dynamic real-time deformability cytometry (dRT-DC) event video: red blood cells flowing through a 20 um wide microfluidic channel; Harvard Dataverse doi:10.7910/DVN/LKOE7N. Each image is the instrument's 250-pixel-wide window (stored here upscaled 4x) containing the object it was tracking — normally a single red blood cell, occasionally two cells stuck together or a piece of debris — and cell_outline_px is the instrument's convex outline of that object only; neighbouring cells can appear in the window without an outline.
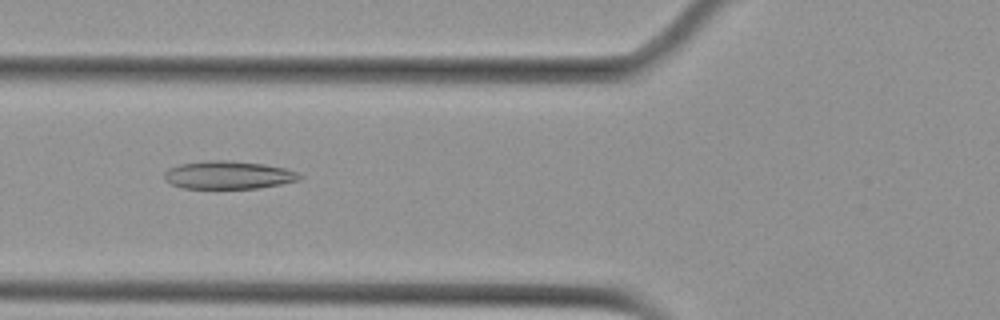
{"species": "Egyptian fruit bat (a non-hibernating species)", "species_latin": "Rousettus aegyptiacus", "temperature_condition": "cold", "stored_images_in_passage": 5, "camera_frame_rate_fps": 3000, "um_per_image_px": 0.085, "animal": {"sex": "female"}, "frame": {"image": 1, "passage_image": 5, "time_ms": 5.0, "image_size_px": [1000, 320], "cell_outline_px": [[304, 176], [300, 180], [260, 188], [184, 188], [172, 184], [164, 180], [164, 172], [168, 168], [180, 164], [208, 160], [228, 160], [264, 164], [284, 168], [296, 172]], "centroid_in_image_um": [19.41, 14.87], "position_along_channel_um": 106.4, "area_um2": 22.08}}